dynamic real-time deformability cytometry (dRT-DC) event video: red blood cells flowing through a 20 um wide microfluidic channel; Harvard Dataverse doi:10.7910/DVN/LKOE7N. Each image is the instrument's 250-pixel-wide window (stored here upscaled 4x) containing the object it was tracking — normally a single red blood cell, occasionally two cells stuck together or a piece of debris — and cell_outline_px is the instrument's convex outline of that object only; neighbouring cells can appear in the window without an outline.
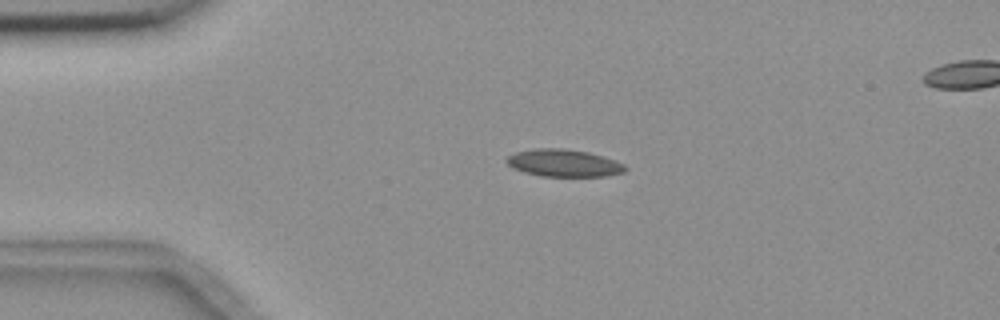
{"species": "common noctule bat (a hibernating species)", "species_latin": "Nyctalus noctula", "temperature_condition": "room temperature", "stored_images_in_passage": 4, "segment_of_instrument_passage": [1, 2], "camera_frame_rate_fps": 3000, "um_per_image_px": 0.085, "animal": {"sex": "female", "body_mass_g": 18.4}, "frame": {"image": 1, "passage_image": 2, "time_ms": 1.333, "image_size_px": [1000, 320], "cell_outline_px": [[628, 168], [624, 172], [604, 176], [540, 176], [524, 172], [512, 168], [504, 160], [508, 156], [516, 152], [536, 148], [564, 148], [588, 152], [624, 164]], "centroid_in_image_um": [47.88, 13.86], "position_along_channel_um": 37.1, "area_um2": 18.79}}